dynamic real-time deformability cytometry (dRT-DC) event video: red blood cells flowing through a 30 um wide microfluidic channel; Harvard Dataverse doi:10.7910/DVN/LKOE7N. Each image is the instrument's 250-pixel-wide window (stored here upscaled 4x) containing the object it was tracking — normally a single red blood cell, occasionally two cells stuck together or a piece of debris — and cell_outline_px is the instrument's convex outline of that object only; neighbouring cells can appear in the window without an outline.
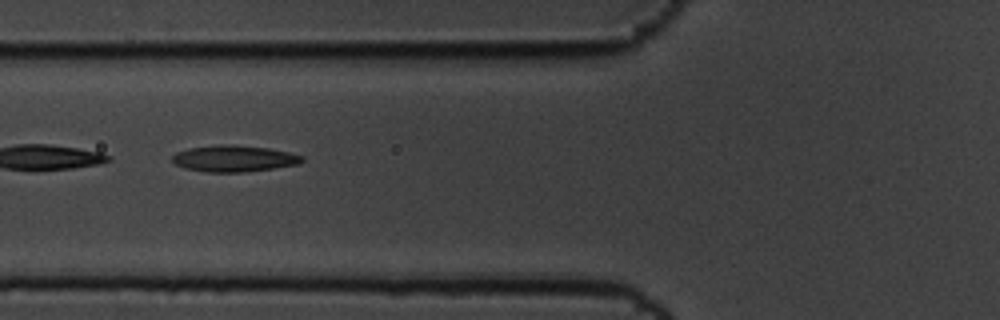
{"species": "common noctule bat (a hibernating species)", "species_latin": "Nyctalus noctula", "temperature_condition": "cold", "stored_images_in_passage": 52, "camera_frame_rate_fps": 3000, "um_per_image_px": 0.085, "animal": {"sex": "male", "body_mass_g": 19.5, "forearm_length_mm": 54.6}, "frame": {"image": 1, "passage_image": 17, "time_ms": 5.333, "image_size_px": [1000, 320], "cell_outline_px": [[304, 160], [300, 164], [244, 172], [208, 172], [184, 168], [176, 164], [172, 160], [172, 156], [176, 152], [188, 148], [220, 144], [228, 144], [268, 148], [288, 152], [304, 156]], "centroid_in_image_um": [19.89, 13.47], "position_along_channel_um": 105.9, "area_um2": 19.94}}
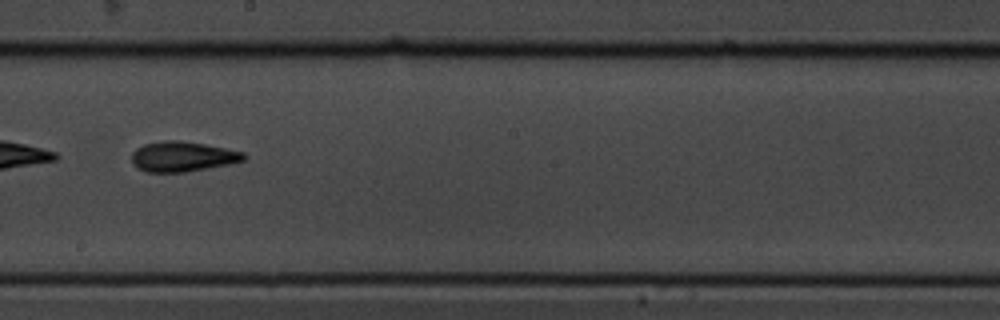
{"frame": {"image": 2, "passage_image": 28, "time_ms": 9.0, "image_size_px": [1000, 320], "cell_outline_px": [[248, 156], [244, 160], [228, 164], [184, 172], [148, 172], [136, 168], [132, 164], [132, 152], [136, 148], [144, 144], [164, 140], [180, 140], [204, 144], [244, 152]], "centroid_in_image_um": [15.49, 13.3], "position_along_channel_um": 232.7, "area_um2": 19.65}}
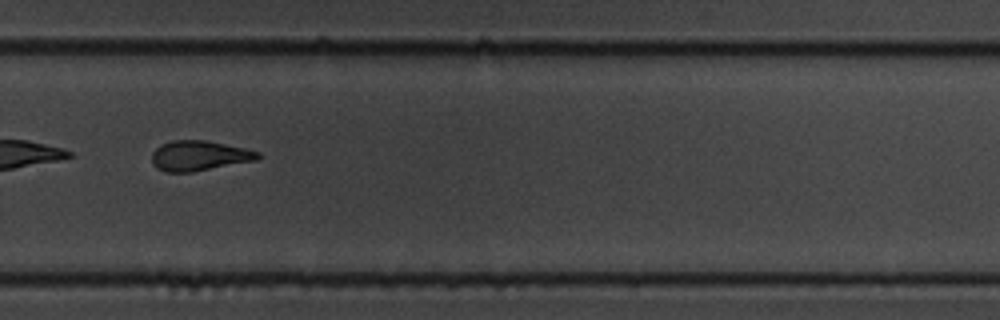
{"frame": {"image": 3, "passage_image": 35, "time_ms": 11.333, "image_size_px": [1000, 320], "cell_outline_px": [[260, 156], [256, 160], [192, 172], [168, 172], [156, 168], [152, 164], [152, 152], [160, 144], [172, 140], [204, 140], [244, 148], [260, 152]], "centroid_in_image_um": [16.89, 13.23], "position_along_channel_um": 312.9, "area_um2": 18.5}, "authors_computed_cell_mechanics": {"area_um2": 19.4208, "velocity_mm_per_s": 3.4573, "shape_relaxation_time_tau1_ms": 3.7878, "shape_relaxation_time_tau2_ms": 3.5379, "deformation_change_tau1": 0.1435, "deformation_change_tau2": 0.1057}}